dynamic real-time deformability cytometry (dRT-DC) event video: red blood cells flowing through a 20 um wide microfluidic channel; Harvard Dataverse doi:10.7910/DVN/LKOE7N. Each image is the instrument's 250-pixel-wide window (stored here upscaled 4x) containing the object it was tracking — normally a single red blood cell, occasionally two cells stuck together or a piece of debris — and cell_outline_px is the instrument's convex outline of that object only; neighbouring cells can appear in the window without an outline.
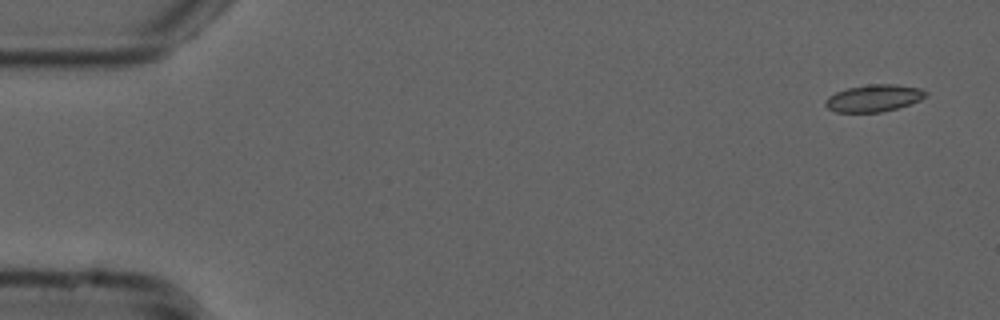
{"species": "common noctule bat (a hibernating species)", "species_latin": "Nyctalus noctula", "temperature_condition": "cold", "stored_images_in_passage": 53, "camera_frame_rate_fps": 3000, "um_per_image_px": 0.085, "animal": {"sex": "male", "forearm_length_mm": 52.5}, "frame": {"image": 1, "passage_image": 1, "time_ms": 0.0, "image_size_px": [1000, 320], "cell_outline_px": [[928, 92], [920, 100], [896, 108], [880, 112], [836, 112], [828, 108], [824, 104], [824, 100], [828, 96], [836, 92], [848, 88], [868, 84], [896, 84], [920, 88]], "centroid_in_image_um": [74.24, 8.33], "position_along_channel_um": 10.8, "area_um2": 15.72}}
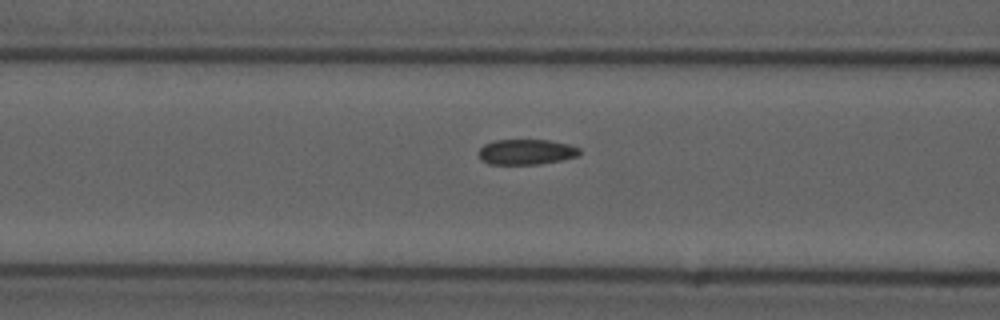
{"frame": {"image": 2, "passage_image": 20, "time_ms": 6.333, "image_size_px": [1000, 320], "cell_outline_px": [[580, 152], [576, 156], [560, 160], [540, 164], [488, 164], [480, 160], [480, 148], [484, 144], [496, 140], [548, 140], [568, 144], [580, 148]], "centroid_in_image_um": [44.71, 12.91], "position_along_channel_um": 121.9, "area_um2": 14.8}}
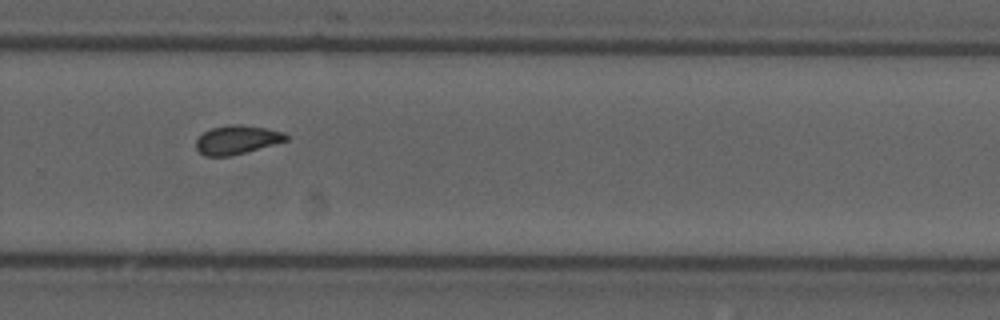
{"frame": {"image": 3, "passage_image": 35, "time_ms": 11.333, "image_size_px": [1000, 320], "cell_outline_px": [[288, 140], [232, 156], [204, 156], [196, 148], [196, 140], [204, 132], [212, 128], [232, 124], [240, 124], [264, 128], [284, 132], [288, 136]], "centroid_in_image_um": [20.13, 11.88], "position_along_channel_um": 309.7, "area_um2": 14.97}, "authors_computed_cell_mechanics": {"area_um2": 15.2592, "velocity_mm_per_s": 3.7611, "shape_relaxation_time_tau1_ms": null, "shape_relaxation_time_tau2_ms": 2.2777, "deformation_change_tau1": null, "deformation_change_tau2": 0.0654}}